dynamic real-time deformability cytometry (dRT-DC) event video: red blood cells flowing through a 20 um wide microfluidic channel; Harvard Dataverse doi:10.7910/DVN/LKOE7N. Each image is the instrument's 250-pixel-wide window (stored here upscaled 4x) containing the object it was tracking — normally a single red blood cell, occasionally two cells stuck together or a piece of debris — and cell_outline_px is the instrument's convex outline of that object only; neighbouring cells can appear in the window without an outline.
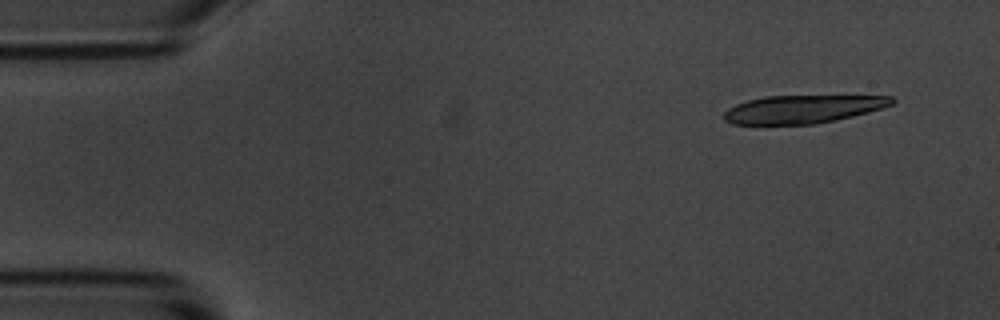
{"species": "common noctule bat (a hibernating species)", "species_latin": "Nyctalus noctula", "temperature_condition": "room temperature", "stored_images_in_passage": 4, "camera_frame_rate_fps": 3000, "um_per_image_px": 0.085, "animal": {"sex": "male", "body_mass_g": 20.1, "forearm_length_mm": 53.5}, "frame": {"image": 1, "passage_image": 1, "time_ms": 0.0, "image_size_px": [1000, 320], "cell_outline_px": [[896, 100], [892, 104], [868, 112], [836, 120], [816, 124], [732, 124], [724, 120], [724, 112], [728, 108], [736, 104], [748, 100], [764, 96], [892, 96]], "centroid_in_image_um": [68.21, 9.28], "position_along_channel_um": 16.8, "area_um2": 27.34}}